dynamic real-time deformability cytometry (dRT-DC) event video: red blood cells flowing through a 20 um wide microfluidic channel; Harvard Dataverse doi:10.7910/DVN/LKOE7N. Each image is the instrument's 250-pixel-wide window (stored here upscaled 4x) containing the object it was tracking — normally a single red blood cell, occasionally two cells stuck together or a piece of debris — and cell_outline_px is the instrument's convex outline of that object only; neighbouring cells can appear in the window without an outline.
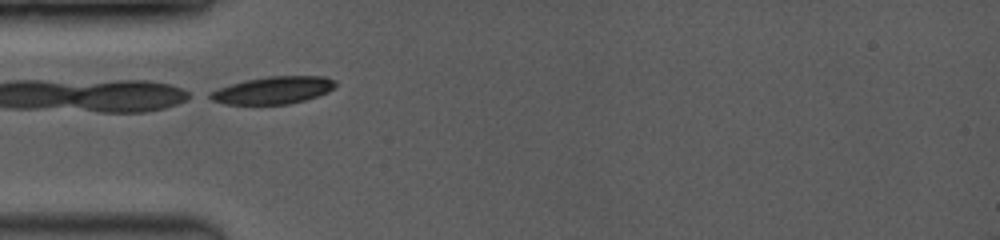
{"species": "common noctule bat (a hibernating species)", "species_latin": "Nyctalus noctula", "temperature_condition": "room temperature", "stored_images_in_passage": 23, "camera_frame_rate_fps": 3500, "um_per_image_px": 0.085, "animal": {"sex": "female", "body_mass_g": 19.0, "forearm_length_mm": 53.3}, "frame": {"image": 1, "passage_image": 1, "time_ms": 0.0, "image_size_px": [1000, 240], "cell_outline_px": [[336, 84], [328, 92], [304, 100], [288, 104], [224, 104], [212, 100], [204, 96], [208, 92], [244, 80], [268, 76], [324, 76], [336, 80]], "centroid_in_image_um": [23.17, 7.66], "position_along_channel_um": 61.8, "area_um2": 20.0}}
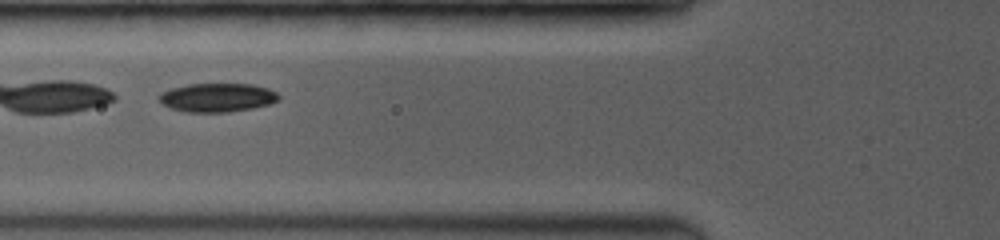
{"frame": {"image": 2, "passage_image": 4, "time_ms": 1.143, "image_size_px": [1000, 240], "cell_outline_px": [[280, 100], [268, 104], [252, 108], [228, 112], [184, 112], [172, 108], [164, 104], [156, 96], [160, 92], [172, 88], [188, 84], [252, 84], [268, 88], [276, 92], [280, 96]], "centroid_in_image_um": [18.47, 8.29], "position_along_channel_um": 107.3, "area_um2": 20.06}}
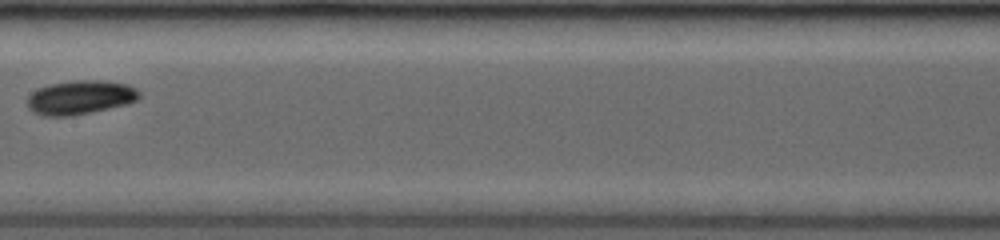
{"frame": {"image": 3, "passage_image": 10, "time_ms": 3.429, "image_size_px": [1000, 240], "cell_outline_px": [[140, 96], [136, 100], [124, 104], [108, 108], [72, 116], [44, 116], [32, 112], [28, 108], [28, 96], [32, 92], [40, 88], [52, 84], [76, 80], [100, 80], [128, 84], [136, 88], [140, 92]], "centroid_in_image_um": [6.81, 8.28], "position_along_channel_um": 200.6, "area_um2": 21.96}, "authors_computed_cell_mechanics": {"area_um2": 20.1144, "velocity_mm_per_s": 4.0924, "shape_relaxation_time_tau1_ms": 5.4897, "shape_relaxation_time_tau2_ms": null, "deformation_change_tau1": 0.1775, "deformation_change_tau2": null}}